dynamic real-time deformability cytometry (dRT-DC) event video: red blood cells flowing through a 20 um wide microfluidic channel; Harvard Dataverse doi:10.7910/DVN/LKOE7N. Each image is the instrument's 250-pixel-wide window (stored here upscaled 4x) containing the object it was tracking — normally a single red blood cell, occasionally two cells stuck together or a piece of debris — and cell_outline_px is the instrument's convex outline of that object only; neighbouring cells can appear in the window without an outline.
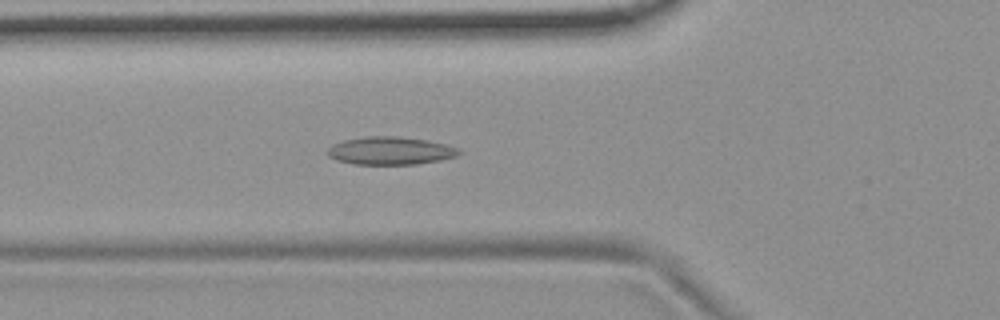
{"species": "common noctule bat (a hibernating species)", "species_latin": "Nyctalus noctula", "temperature_condition": "room temperature", "stored_images_in_passage": 48, "camera_frame_rate_fps": 3000, "um_per_image_px": 0.085, "animal": {"sex": "female", "body_mass_g": 19.9}, "frame": {"image": 1, "passage_image": 19, "time_ms": 6.0, "image_size_px": [1000, 320], "cell_outline_px": [[460, 152], [456, 156], [440, 160], [416, 164], [352, 164], [336, 160], [328, 156], [324, 152], [332, 144], [344, 140], [368, 136], [396, 136], [428, 140], [448, 144], [460, 148]], "centroid_in_image_um": [33.16, 12.81], "position_along_channel_um": 92.6, "area_um2": 21.56}}
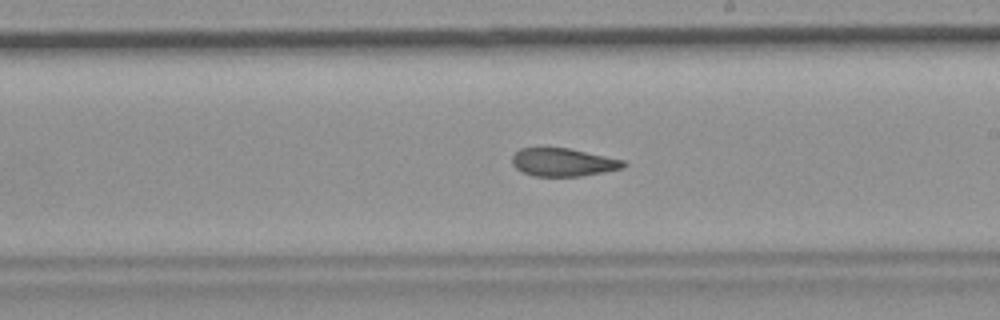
{"frame": {"image": 2, "passage_image": 31, "time_ms": 10.0, "image_size_px": [1000, 320], "cell_outline_px": [[628, 164], [624, 168], [604, 172], [580, 176], [536, 176], [520, 172], [512, 164], [512, 156], [520, 148], [568, 148], [624, 160]], "centroid_in_image_um": [47.87, 13.8], "position_along_channel_um": 241.1, "area_um2": 18.21}}
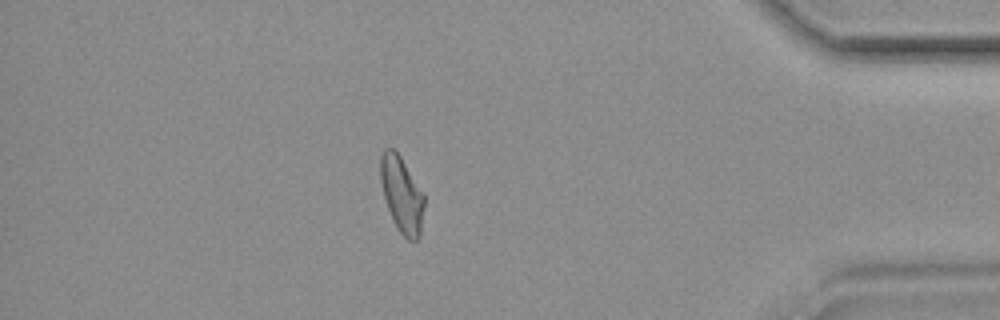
{"frame": {"image": 3, "passage_image": 47, "time_ms": 15.333, "image_size_px": [1000, 320], "cell_outline_px": [[424, 208], [420, 236], [416, 240], [408, 240], [396, 228], [392, 220], [384, 196], [380, 180], [380, 156], [384, 148], [396, 148], [424, 192]], "centroid_in_image_um": [34.15, 16.49], "position_along_channel_um": 401.0, "area_um2": 19.77}}